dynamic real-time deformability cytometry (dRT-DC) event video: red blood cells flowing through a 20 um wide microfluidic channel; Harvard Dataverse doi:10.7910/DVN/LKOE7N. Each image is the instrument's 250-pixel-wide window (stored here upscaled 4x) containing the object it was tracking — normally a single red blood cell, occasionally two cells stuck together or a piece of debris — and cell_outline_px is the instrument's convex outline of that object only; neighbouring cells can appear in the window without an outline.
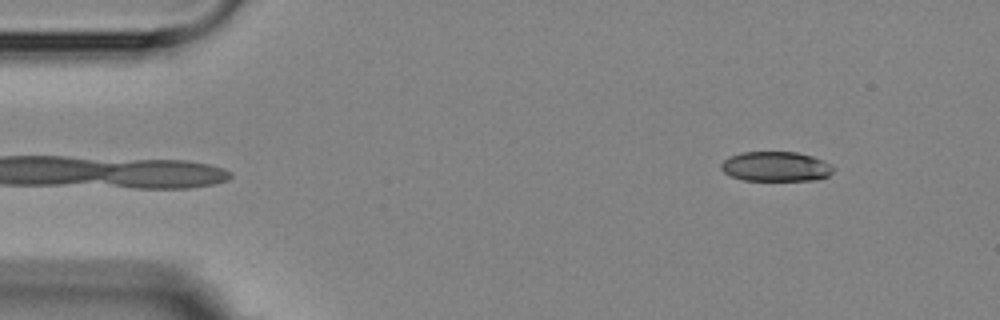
{"species": "Egyptian fruit bat (a non-hibernating species)", "species_latin": "Rousettus aegyptiacus", "temperature_condition": "room temperature", "stored_images_in_passage": 4, "camera_frame_rate_fps": 3000, "um_per_image_px": 0.085, "animal": {"sex": "female"}, "frame": {"image": 1, "passage_image": 4, "time_ms": 3.333, "image_size_px": [1000, 320], "cell_outline_px": [[836, 168], [828, 176], [816, 180], [744, 180], [732, 176], [724, 172], [720, 168], [720, 164], [724, 160], [732, 156], [744, 152], [796, 152], [812, 156]], "centroid_in_image_um": [65.95, 14.16], "position_along_channel_um": 19.1, "area_um2": 19.25}}